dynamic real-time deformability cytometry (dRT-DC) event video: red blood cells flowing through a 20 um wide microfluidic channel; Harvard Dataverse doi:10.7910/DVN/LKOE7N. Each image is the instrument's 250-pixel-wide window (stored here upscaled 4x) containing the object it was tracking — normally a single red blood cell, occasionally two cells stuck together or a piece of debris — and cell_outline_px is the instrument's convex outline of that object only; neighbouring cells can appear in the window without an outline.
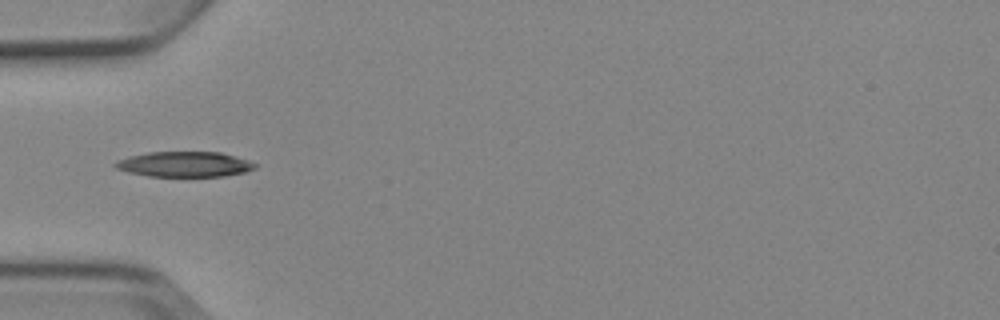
{"species": "Egyptian fruit bat (a non-hibernating species)", "species_latin": "Rousettus aegyptiacus", "temperature_condition": "cold", "stored_images_in_passage": 7, "camera_frame_rate_fps": 3000, "um_per_image_px": 0.085, "animal": {"sex": "female"}, "frame": {"image": 1, "passage_image": 5, "time_ms": 4.667, "image_size_px": [1000, 320], "cell_outline_px": [[256, 168], [244, 172], [224, 176], [148, 176], [128, 172], [116, 168], [112, 164], [116, 160], [128, 156], [148, 152], [220, 152], [248, 160], [256, 164]], "centroid_in_image_um": [15.64, 13.96], "position_along_channel_um": 69.4, "area_um2": 20.58}}
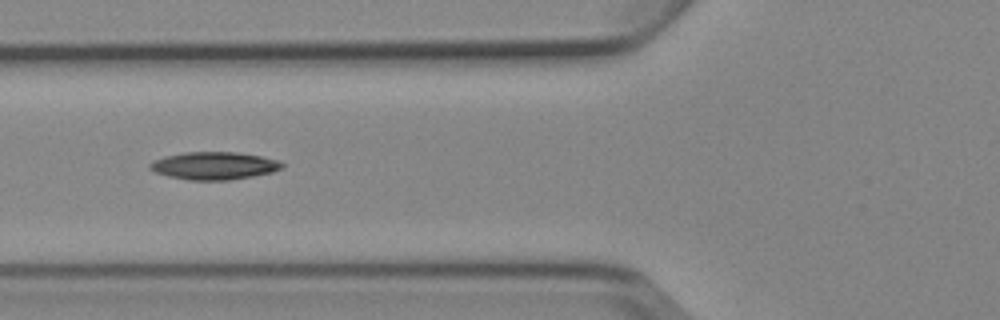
{"frame": {"image": 2, "passage_image": 6, "time_ms": 5.667, "image_size_px": [1000, 320], "cell_outline_px": [[284, 168], [272, 172], [252, 176], [228, 180], [188, 180], [168, 176], [156, 172], [148, 168], [148, 164], [164, 156], [184, 152], [236, 152], [260, 156], [280, 160], [284, 164]], "centroid_in_image_um": [18.21, 14.08], "position_along_channel_um": 107.6, "area_um2": 21.33}}
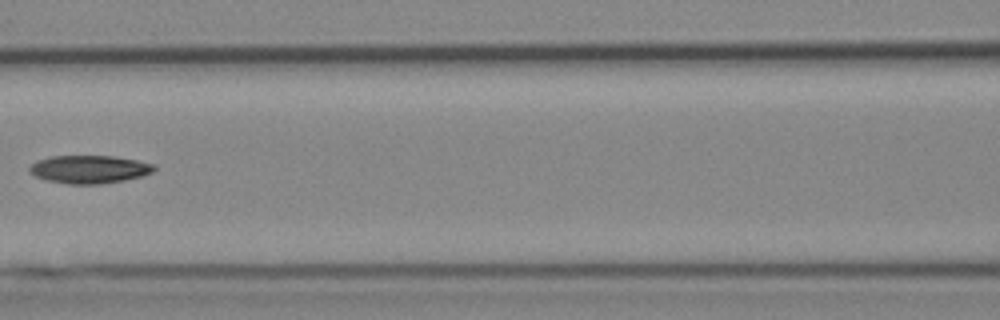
{"frame": {"image": 3, "passage_image": 7, "time_ms": 7.0, "image_size_px": [1000, 320], "cell_outline_px": [[156, 168], [152, 172], [144, 176], [124, 180], [100, 184], [68, 184], [44, 180], [28, 172], [28, 168], [36, 160], [52, 156], [116, 156], [156, 164]], "centroid_in_image_um": [7.59, 14.39], "position_along_channel_um": 159.0, "area_um2": 20.58}}